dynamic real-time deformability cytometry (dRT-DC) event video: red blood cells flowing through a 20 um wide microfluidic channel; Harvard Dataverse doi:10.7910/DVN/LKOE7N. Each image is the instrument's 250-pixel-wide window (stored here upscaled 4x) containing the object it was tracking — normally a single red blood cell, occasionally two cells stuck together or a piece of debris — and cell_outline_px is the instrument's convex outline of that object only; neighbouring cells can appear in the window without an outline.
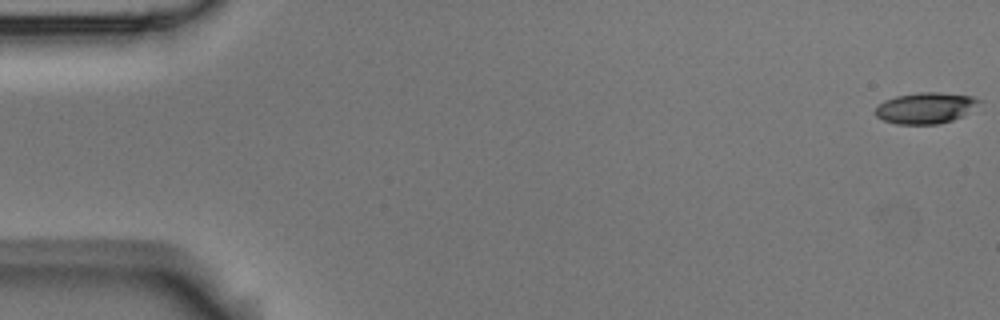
{"species": "Egyptian fruit bat (a non-hibernating species)", "species_latin": "Rousettus aegyptiacus", "temperature_condition": "room temperature", "stored_images_in_passage": 5, "camera_frame_rate_fps": 3000, "um_per_image_px": 0.085, "animal": {"sex": "male"}, "frame": {"image": 1, "passage_image": 1, "time_ms": 0.0, "image_size_px": [1000, 320], "cell_outline_px": [[980, 100], [964, 116], [952, 120], [936, 124], [896, 124], [884, 120], [876, 116], [876, 108], [884, 100], [896, 96], [920, 92], [940, 92], [972, 96]], "centroid_in_image_um": [78.65, 9.18], "position_along_channel_um": 6.4, "area_um2": 18.55}}